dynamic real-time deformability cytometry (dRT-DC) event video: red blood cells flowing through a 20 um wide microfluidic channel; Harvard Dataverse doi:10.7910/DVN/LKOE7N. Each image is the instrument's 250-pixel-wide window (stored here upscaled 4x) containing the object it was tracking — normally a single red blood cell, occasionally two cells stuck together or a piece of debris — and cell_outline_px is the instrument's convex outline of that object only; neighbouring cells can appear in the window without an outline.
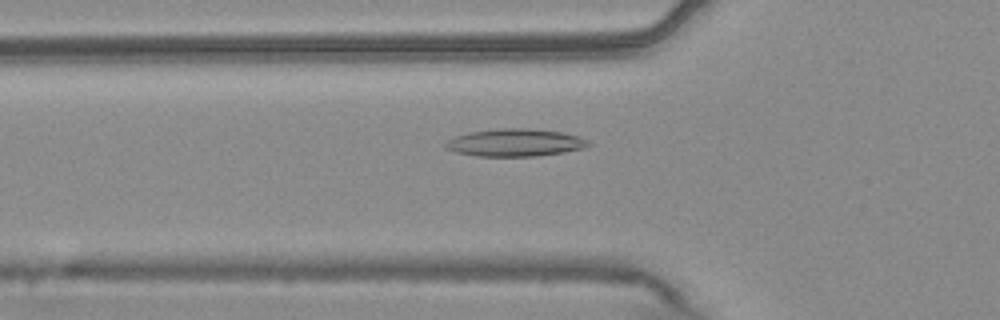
{"species": "common noctule bat (a hibernating species)", "species_latin": "Nyctalus noctula", "temperature_condition": "warm", "stored_images_in_passage": 55, "camera_frame_rate_fps": 3000, "um_per_image_px": 0.085, "animal": {"sex": "male", "body_mass_g": 20.4}, "frame": {"image": 1, "passage_image": 19, "time_ms": 6.0, "image_size_px": [1000, 320], "cell_outline_px": [[592, 144], [584, 148], [564, 152], [536, 156], [476, 156], [456, 152], [448, 148], [444, 144], [448, 140], [456, 136], [472, 132], [500, 128], [528, 128], [560, 132], [576, 136], [588, 140]], "centroid_in_image_um": [43.81, 12.13], "position_along_channel_um": 82.0, "area_um2": 22.66}}
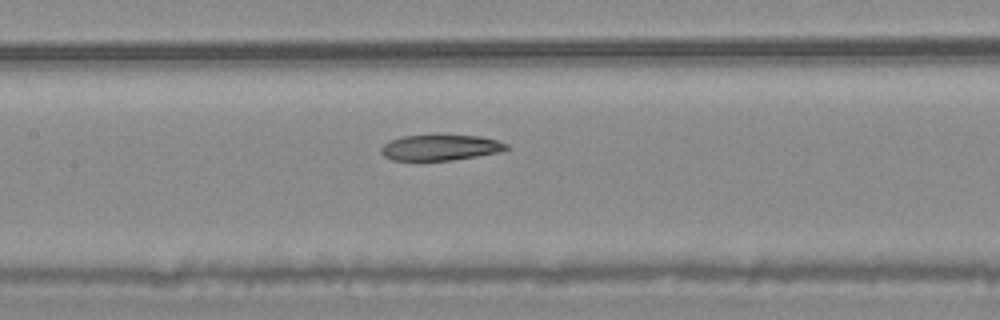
{"frame": {"image": 2, "passage_image": 26, "time_ms": 8.333, "image_size_px": [1000, 320], "cell_outline_px": [[508, 148], [500, 152], [452, 160], [392, 160], [384, 156], [380, 152], [380, 148], [384, 144], [392, 140], [404, 136], [432, 132], [440, 132], [480, 136], [496, 140], [508, 144]], "centroid_in_image_um": [37.42, 12.48], "position_along_channel_um": 170.0, "area_um2": 19.59}}
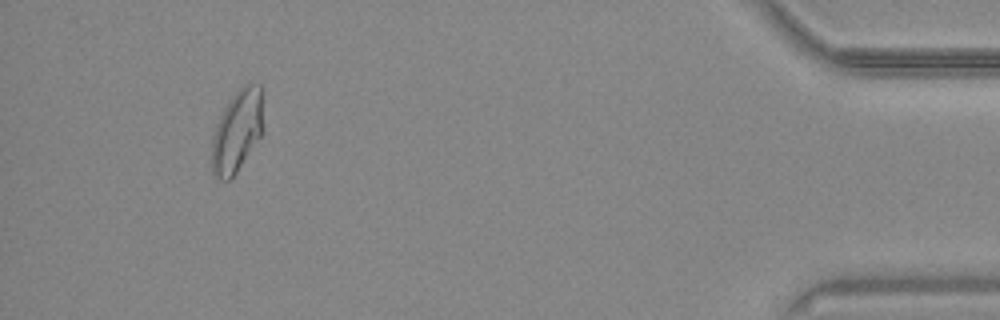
{"frame": {"image": 3, "passage_image": 51, "time_ms": 16.667, "image_size_px": [1000, 320], "cell_outline_px": [[264, 132], [232, 180], [220, 180], [212, 176], [212, 136], [216, 124], [224, 108], [232, 96], [244, 84], [260, 84], [264, 128]], "centroid_in_image_um": [20.16, 11.2], "position_along_channel_um": 415.0, "area_um2": 25.03}, "authors_computed_cell_mechanics": {"area_um2": 22.6576, "velocity_mm_per_s": 3.7273, "shape_relaxation_time_tau1_ms": null, "shape_relaxation_time_tau2_ms": 3.1435, "deformation_change_tau1": null, "deformation_change_tau2": 0.0985}}